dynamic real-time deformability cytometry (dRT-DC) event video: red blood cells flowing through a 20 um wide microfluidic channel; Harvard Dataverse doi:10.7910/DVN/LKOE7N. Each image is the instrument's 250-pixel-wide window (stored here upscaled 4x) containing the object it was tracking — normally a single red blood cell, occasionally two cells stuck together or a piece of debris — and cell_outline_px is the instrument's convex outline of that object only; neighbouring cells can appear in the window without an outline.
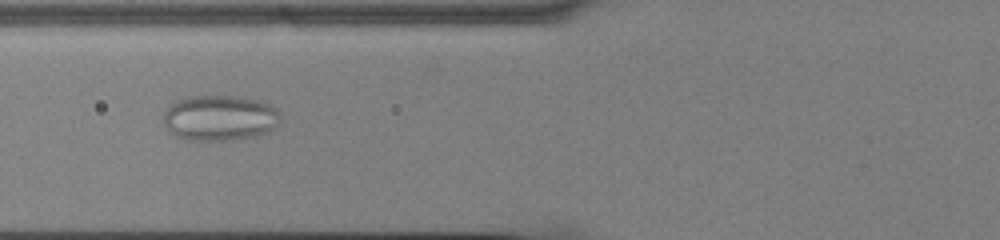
{"species": "common noctule bat (a hibernating species)", "species_latin": "Nyctalus noctula", "temperature_condition": "cold", "stored_images_in_passage": 57, "camera_frame_rate_fps": 3000, "um_per_image_px": 0.085, "animal": {"sex": "male", "body_mass_g": 13.0, "forearm_length_mm": 53.1}, "frame": {"image": 1, "passage_image": 24, "time_ms": 7.667, "image_size_px": [1000, 240], "cell_outline_px": [[280, 124], [272, 132], [256, 136], [232, 140], [188, 140], [176, 136], [164, 124], [164, 112], [168, 104], [176, 100], [188, 96], [240, 96], [260, 100], [276, 108], [280, 112]], "centroid_in_image_um": [18.72, 10.02], "position_along_channel_um": 107.1, "area_um2": 31.62}}
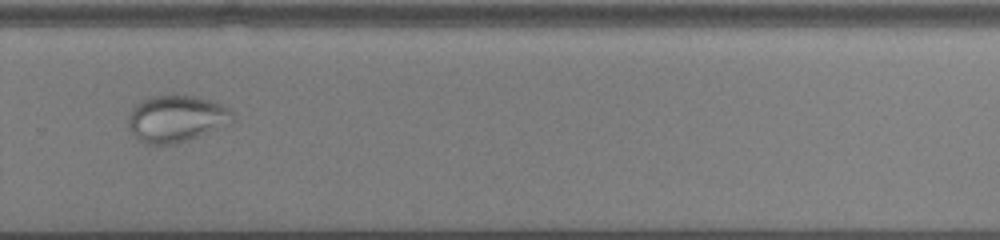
{"frame": {"image": 2, "passage_image": 41, "time_ms": 13.333, "image_size_px": [1000, 240], "cell_outline_px": [[236, 120], [232, 124], [188, 140], [172, 144], [144, 144], [128, 128], [128, 116], [132, 108], [140, 100], [152, 96], [192, 96], [208, 100], [220, 104], [228, 108], [232, 112]], "centroid_in_image_um": [15.0, 10.1], "position_along_channel_um": 314.8, "area_um2": 28.44}}
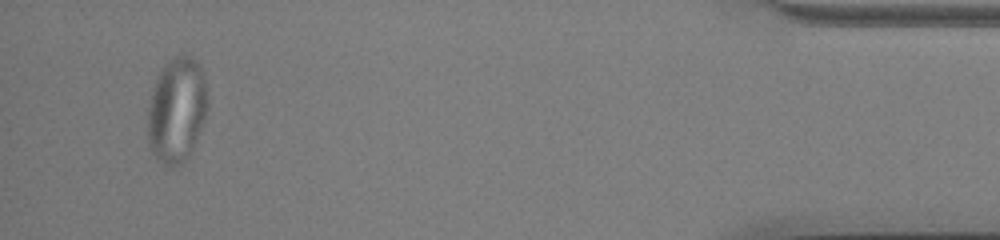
{"frame": {"image": 3, "passage_image": 55, "time_ms": 18.0, "image_size_px": [1000, 240], "cell_outline_px": [[208, 108], [200, 132], [192, 152], [188, 160], [172, 168], [168, 168], [152, 152], [148, 140], [148, 108], [156, 76], [176, 56], [184, 52], [192, 56], [200, 64], [204, 72], [208, 100]], "centroid_in_image_um": [15.06, 9.36], "position_along_channel_um": 420.1, "area_um2": 37.17}}